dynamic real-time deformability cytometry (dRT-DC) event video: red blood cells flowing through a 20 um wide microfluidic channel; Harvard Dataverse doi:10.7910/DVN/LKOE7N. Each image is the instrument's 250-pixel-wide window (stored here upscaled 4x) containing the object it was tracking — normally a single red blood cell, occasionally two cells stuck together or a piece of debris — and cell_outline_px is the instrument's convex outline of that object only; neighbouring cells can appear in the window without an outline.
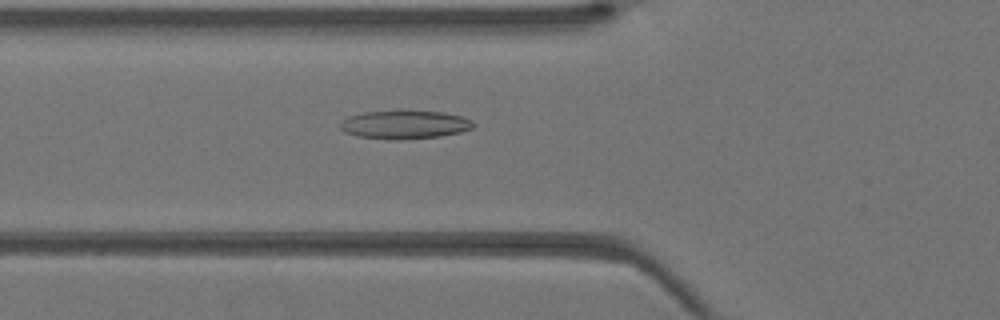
{"species": "Egyptian fruit bat (a non-hibernating species)", "species_latin": "Rousettus aegyptiacus", "temperature_condition": "warm", "stored_images_in_passage": 39, "camera_frame_rate_fps": 3000, "um_per_image_px": 0.085, "animal": {"sex": "female"}, "frame": {"image": 1, "passage_image": 15, "time_ms": 4.667, "image_size_px": [1000, 320], "cell_outline_px": [[476, 124], [472, 128], [460, 132], [440, 136], [400, 140], [388, 140], [356, 136], [344, 132], [340, 128], [340, 124], [348, 116], [364, 112], [444, 112], [464, 116], [472, 120]], "centroid_in_image_um": [34.41, 10.62], "position_along_channel_um": 91.4, "area_um2": 21.91}}
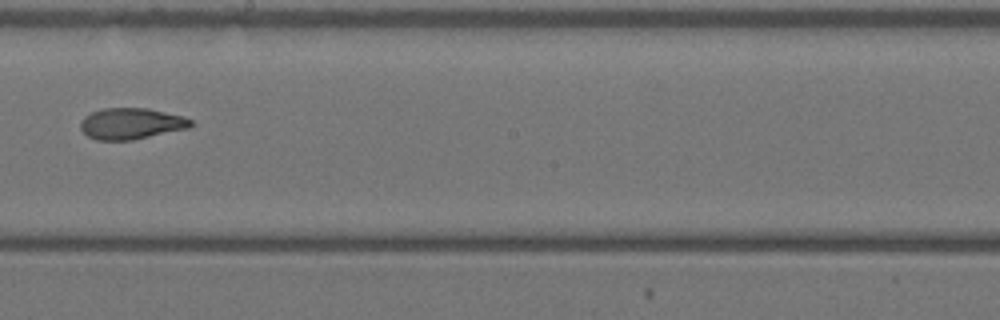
{"frame": {"image": 2, "passage_image": 24, "time_ms": 7.667, "image_size_px": [1000, 320], "cell_outline_px": [[192, 124], [188, 128], [132, 140], [96, 140], [88, 136], [80, 128], [80, 120], [84, 116], [92, 112], [104, 108], [148, 108], [184, 116], [192, 120]], "centroid_in_image_um": [11.13, 10.5], "position_along_channel_um": 237.1, "area_um2": 20.06}}
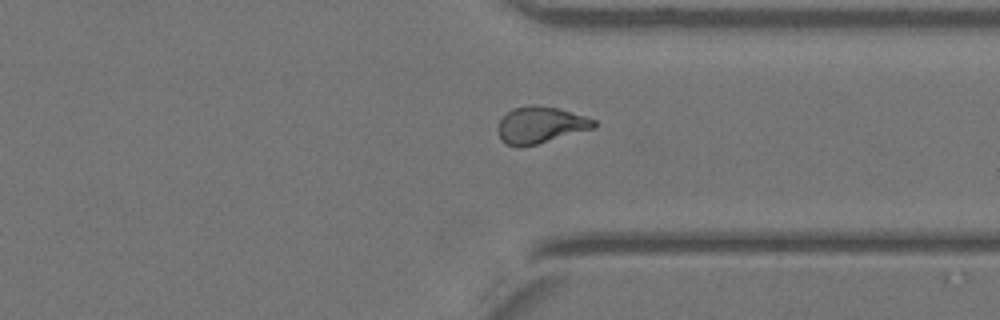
{"frame": {"image": 3, "passage_image": 32, "time_ms": 10.333, "image_size_px": [1000, 320], "cell_outline_px": [[596, 128], [536, 144], [520, 148], [516, 148], [504, 144], [500, 140], [496, 128], [500, 120], [512, 108], [532, 104], [536, 104], [556, 108], [584, 116], [596, 120]], "centroid_in_image_um": [45.89, 10.64], "position_along_channel_um": 365.5, "area_um2": 20.75}}